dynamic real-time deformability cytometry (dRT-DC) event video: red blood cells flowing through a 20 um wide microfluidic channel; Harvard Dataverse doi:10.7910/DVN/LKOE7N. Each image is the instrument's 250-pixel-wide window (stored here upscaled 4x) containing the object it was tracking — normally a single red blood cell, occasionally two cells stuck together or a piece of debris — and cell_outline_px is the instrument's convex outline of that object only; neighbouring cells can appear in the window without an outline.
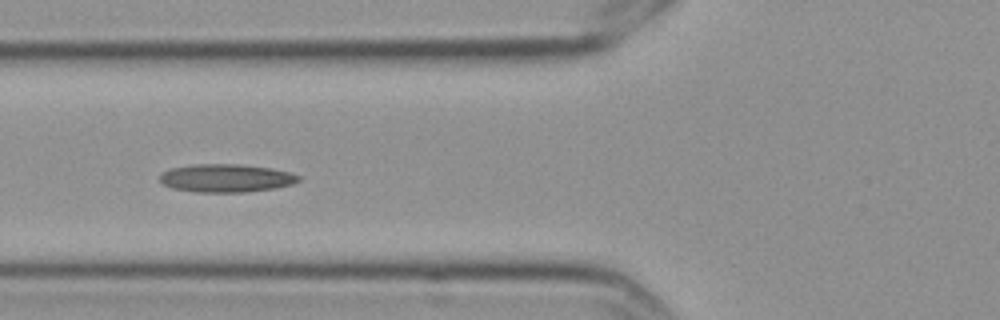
{"species": "Egyptian fruit bat (a non-hibernating species)", "species_latin": "Rousettus aegyptiacus", "temperature_condition": "cold", "stored_images_in_passage": 9, "camera_frame_rate_fps": 3000, "um_per_image_px": 0.085, "frame": {"image": 1, "passage_image": 6, "time_ms": 1.667, "image_size_px": [1000, 320], "cell_outline_px": [[300, 180], [292, 184], [276, 188], [248, 192], [196, 192], [172, 188], [164, 184], [160, 180], [160, 176], [164, 172], [172, 168], [196, 164], [240, 164], [272, 168], [288, 172], [300, 176]], "centroid_in_image_um": [19.25, 15.14], "position_along_channel_um": 106.5, "area_um2": 22.66}}
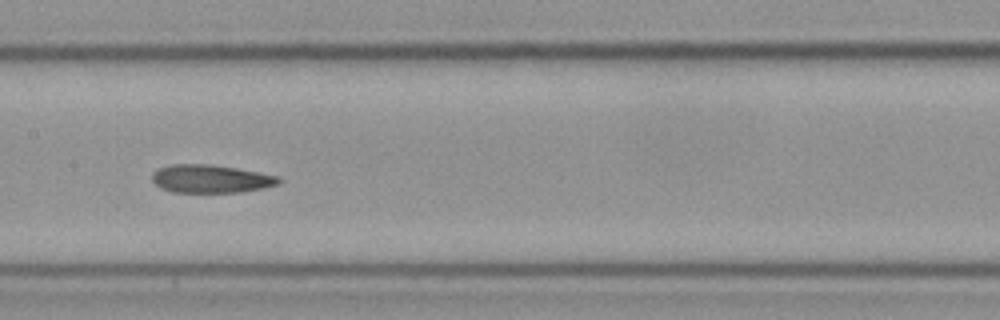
{"frame": {"image": 2, "passage_image": 8, "time_ms": 2.333, "image_size_px": [1000, 320], "cell_outline_px": [[280, 184], [264, 188], [240, 192], [172, 192], [160, 188], [152, 180], [152, 172], [160, 168], [172, 164], [208, 164], [236, 168], [260, 172], [280, 176]], "centroid_in_image_um": [17.93, 15.2], "position_along_channel_um": 189.5, "area_um2": 20.81}}
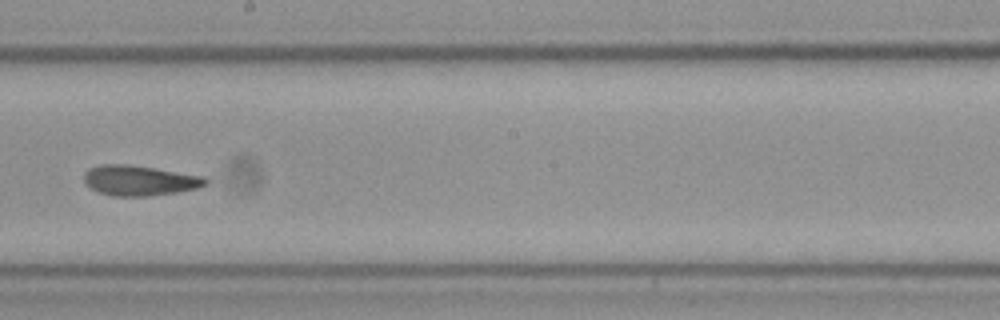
{"frame": {"image": 3, "passage_image": 9, "time_ms": 2.667, "image_size_px": [1000, 320], "cell_outline_px": [[208, 184], [196, 188], [176, 192], [148, 196], [112, 196], [96, 192], [84, 180], [84, 172], [88, 168], [100, 164], [128, 164], [204, 176], [208, 180]], "centroid_in_image_um": [11.83, 15.34], "position_along_channel_um": 236.4, "area_um2": 21.39}}